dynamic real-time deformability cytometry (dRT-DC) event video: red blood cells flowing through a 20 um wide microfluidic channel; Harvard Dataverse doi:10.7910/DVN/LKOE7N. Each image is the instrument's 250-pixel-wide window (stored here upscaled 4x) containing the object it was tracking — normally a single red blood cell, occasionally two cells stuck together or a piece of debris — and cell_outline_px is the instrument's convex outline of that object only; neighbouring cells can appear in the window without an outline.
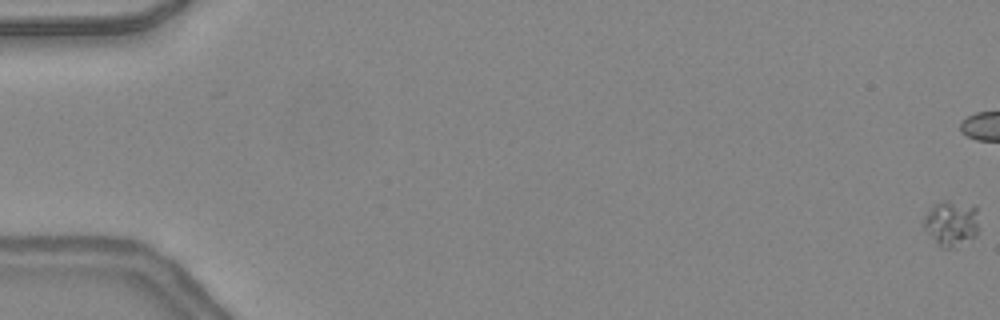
{"species": "common noctule bat (a hibernating species)", "species_latin": "Nyctalus noctula", "temperature_condition": "warm", "stored_images_in_passage": 50, "camera_frame_rate_fps": 3000, "um_per_image_px": 0.085, "animal": {"sex": "female", "body_mass_g": 24.6, "forearm_length_mm": 56.2}, "frame": {"image": 1, "passage_image": 1, "time_ms": 0.0, "image_size_px": [1000, 320], "cell_outline_px": [[980, 232], [976, 236], [956, 248], [940, 248], [936, 244], [924, 228], [924, 216], [940, 200], [948, 200], [976, 204]], "centroid_in_image_um": [80.92, 18.98], "position_along_channel_um": 4.1, "area_um2": 15.2}}